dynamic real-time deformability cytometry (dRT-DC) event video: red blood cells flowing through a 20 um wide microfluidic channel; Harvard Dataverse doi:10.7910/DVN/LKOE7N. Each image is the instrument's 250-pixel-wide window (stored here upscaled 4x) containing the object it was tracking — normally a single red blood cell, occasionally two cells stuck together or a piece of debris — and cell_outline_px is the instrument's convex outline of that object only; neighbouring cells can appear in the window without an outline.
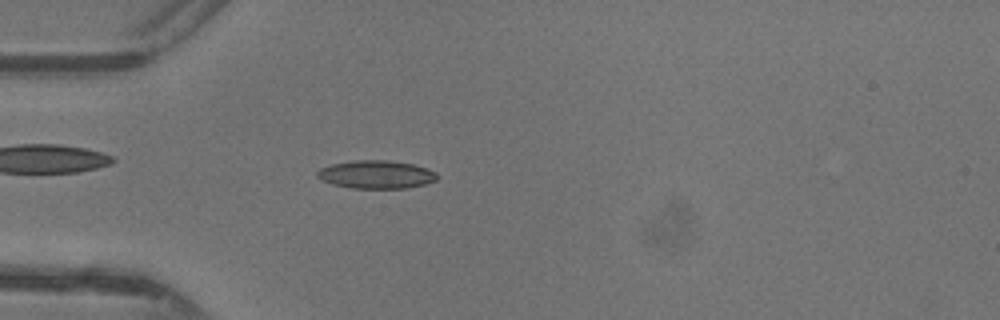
{"species": "common noctule bat (a hibernating species)", "species_latin": "Nyctalus noctula", "temperature_condition": "warm", "stored_images_in_passage": 47, "camera_frame_rate_fps": 3000, "um_per_image_px": 0.085, "animal": {"sex": "female"}, "frame": {"image": 1, "passage_image": 14, "time_ms": 4.333, "image_size_px": [1000, 320], "cell_outline_px": [[436, 180], [424, 184], [408, 188], [352, 188], [332, 184], [316, 176], [316, 172], [320, 168], [332, 164], [356, 160], [388, 160], [412, 164], [428, 168], [436, 172]], "centroid_in_image_um": [31.98, 14.83], "position_along_channel_um": 53.0, "area_um2": 19.54}}
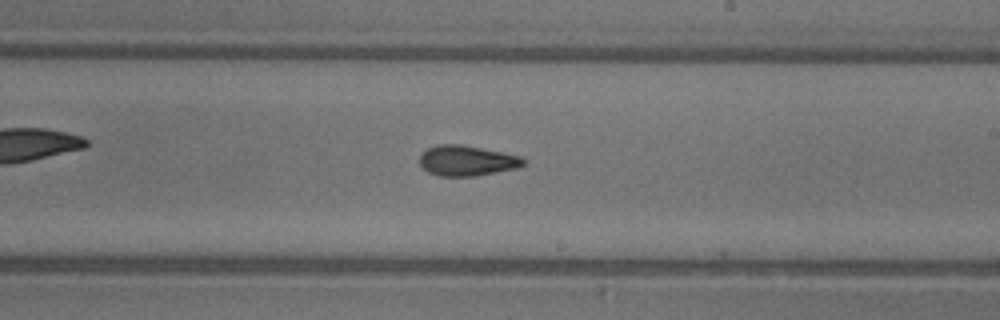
{"frame": {"image": 2, "passage_image": 28, "time_ms": 9.0, "image_size_px": [1000, 320], "cell_outline_px": [[524, 164], [520, 168], [476, 176], [440, 176], [428, 172], [420, 164], [420, 156], [428, 148], [436, 144], [464, 144], [504, 152], [520, 156], [524, 160]], "centroid_in_image_um": [39.71, 13.65], "position_along_channel_um": 249.3, "area_um2": 18.55}}
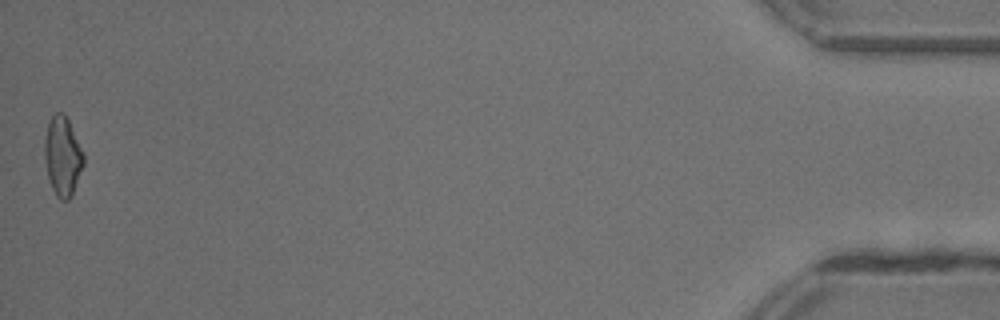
{"frame": {"image": 3, "passage_image": 47, "time_ms": 15.333, "image_size_px": [1000, 320], "cell_outline_px": [[84, 164], [72, 196], [68, 200], [60, 200], [56, 196], [52, 188], [48, 176], [44, 160], [44, 140], [48, 120], [56, 112], [60, 112], [68, 120], [84, 156]], "centroid_in_image_um": [5.3, 13.31], "position_along_channel_um": 429.9, "area_um2": 17.92}, "authors_computed_cell_mechanics": {"area_um2": 17.918, "velocity_mm_per_s": 4.4105, "shape_relaxation_time_tau1_ms": 4.2053, "shape_relaxation_time_tau2_ms": 3.2834, "deformation_change_tau1": 0.1541, "deformation_change_tau2": 0.1118}}